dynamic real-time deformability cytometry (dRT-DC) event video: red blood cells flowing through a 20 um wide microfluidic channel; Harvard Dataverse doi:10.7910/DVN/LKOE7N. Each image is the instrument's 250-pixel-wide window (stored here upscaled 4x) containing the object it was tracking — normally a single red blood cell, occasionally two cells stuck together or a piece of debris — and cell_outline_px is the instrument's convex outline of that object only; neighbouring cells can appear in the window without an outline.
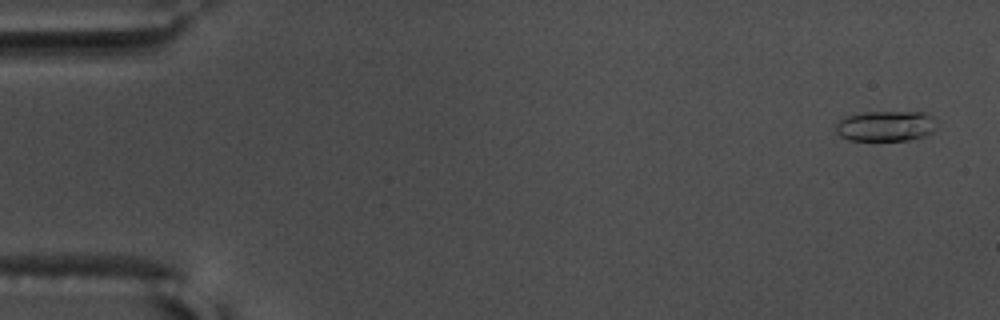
{"species": "common noctule bat (a hibernating species)", "species_latin": "Nyctalus noctula", "temperature_condition": "warm", "stored_images_in_passage": 58, "camera_frame_rate_fps": 3000, "um_per_image_px": 0.085, "animal": {"sex": "male", "body_mass_g": 17.5, "forearm_length_mm": 52.3}, "frame": {"image": 1, "passage_image": 3, "time_ms": 0.667, "image_size_px": [1000, 320], "cell_outline_px": [[936, 120], [932, 132], [924, 136], [908, 140], [848, 140], [840, 136], [836, 132], [836, 124], [844, 116], [864, 112], [924, 112], [932, 116]], "centroid_in_image_um": [75.26, 10.7], "position_along_channel_um": 9.7, "area_um2": 17.92}}
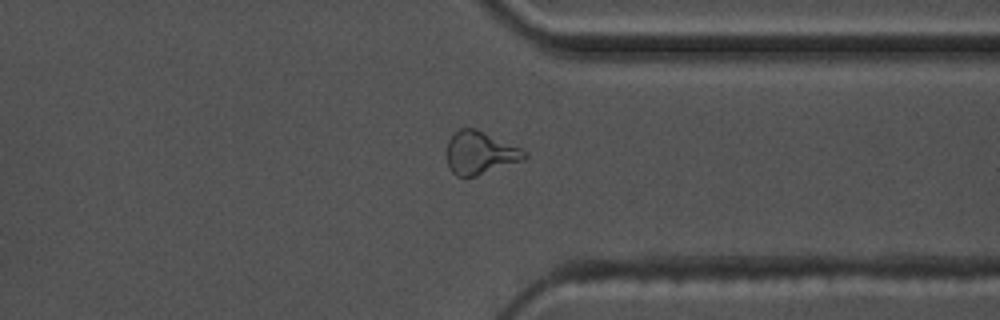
{"frame": {"image": 2, "passage_image": 45, "time_ms": 14.667, "image_size_px": [1000, 320], "cell_outline_px": [[528, 156], [524, 160], [476, 176], [456, 176], [452, 172], [448, 164], [444, 152], [448, 140], [460, 128], [476, 128], [520, 148], [528, 152]], "centroid_in_image_um": [40.78, 12.99], "position_along_channel_um": 370.6, "area_um2": 19.54}}
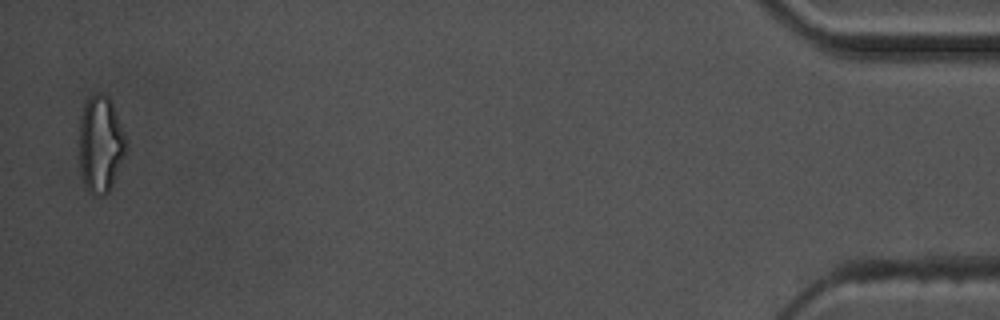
{"frame": {"image": 3, "passage_image": 57, "time_ms": 18.667, "image_size_px": [1000, 320], "cell_outline_px": [[128, 148], [112, 184], [108, 192], [104, 196], [92, 196], [88, 192], [84, 184], [80, 168], [80, 116], [84, 104], [88, 96], [96, 92], [100, 92], [108, 96], [112, 104], [124, 132]], "centroid_in_image_um": [8.54, 12.26], "position_along_channel_um": 426.7, "area_um2": 26.59}, "authors_computed_cell_mechanics": {"area_um2": 17.5423, "velocity_mm_per_s": 3.6014, "shape_relaxation_time_tau1_ms": 7.9987, "shape_relaxation_time_tau2_ms": 2.5565, "deformation_change_tau1": 0.2273, "deformation_change_tau2": 0.1}}